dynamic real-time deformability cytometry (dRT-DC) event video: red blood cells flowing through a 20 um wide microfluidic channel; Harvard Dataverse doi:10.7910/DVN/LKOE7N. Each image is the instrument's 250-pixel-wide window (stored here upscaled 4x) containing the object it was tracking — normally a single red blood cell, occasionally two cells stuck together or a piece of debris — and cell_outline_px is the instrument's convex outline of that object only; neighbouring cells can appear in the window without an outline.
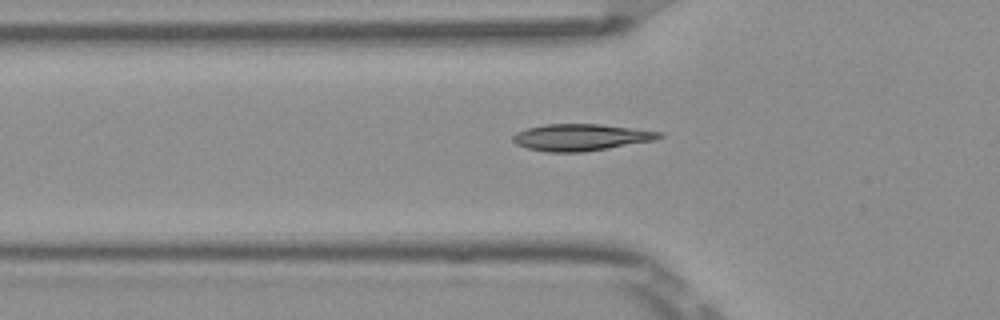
{"species": "Egyptian fruit bat (a non-hibernating species)", "species_latin": "Rousettus aegyptiacus", "temperature_condition": "room temperature", "stored_images_in_passage": 7, "segment_of_instrument_passage": [2, 2], "camera_frame_rate_fps": 3000, "um_per_image_px": 0.085, "frame": {"image": 1, "passage_image": 7, "time_ms": 2.0, "image_size_px": [1000, 320], "cell_outline_px": [[664, 136], [656, 140], [584, 152], [548, 152], [528, 148], [516, 144], [512, 140], [512, 136], [516, 132], [528, 128], [544, 124], [600, 124], [636, 128], [664, 132]], "centroid_in_image_um": [49.42, 11.66], "position_along_channel_um": 76.4, "area_um2": 22.95}}